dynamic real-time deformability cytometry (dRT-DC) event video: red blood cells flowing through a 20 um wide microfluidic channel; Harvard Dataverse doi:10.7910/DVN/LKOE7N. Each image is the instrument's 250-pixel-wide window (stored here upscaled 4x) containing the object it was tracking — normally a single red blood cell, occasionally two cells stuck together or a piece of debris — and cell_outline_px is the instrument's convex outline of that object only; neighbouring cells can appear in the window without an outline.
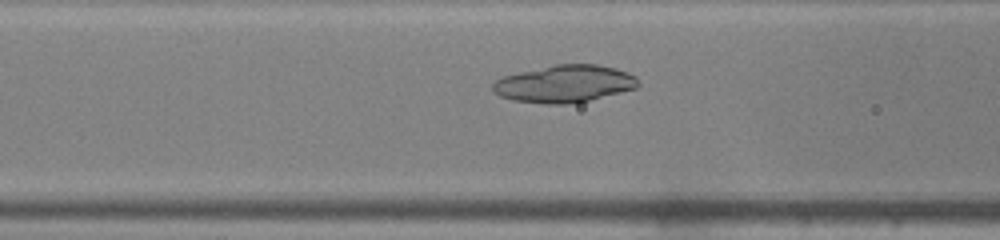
{"species": "common noctule bat (a hibernating species)", "species_latin": "Nyctalus noctula", "temperature_condition": "warm", "stored_images_in_passage": 39, "camera_frame_rate_fps": 3000, "um_per_image_px": 0.085, "animal": {"sex": "male", "body_mass_g": 19.0, "forearm_length_mm": 50.8}, "frame": {"image": 1, "passage_image": 11, "time_ms": 3.333, "image_size_px": [1000, 240], "cell_outline_px": [[640, 84], [636, 88], [588, 100], [568, 104], [544, 104], [512, 100], [500, 96], [492, 92], [492, 84], [500, 76], [556, 64], [596, 64], [616, 68], [628, 72], [636, 76]], "centroid_in_image_um": [47.95, 7.12], "position_along_channel_um": 118.6, "area_um2": 31.73}}
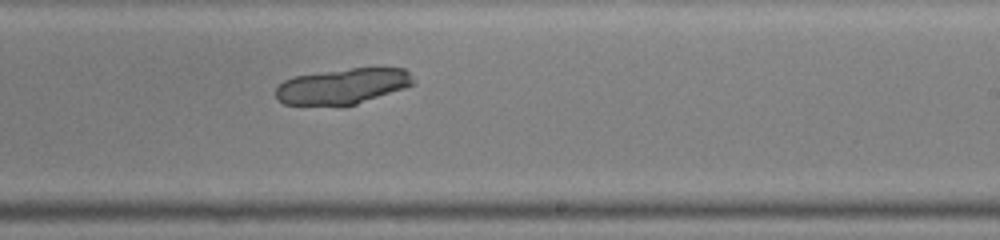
{"frame": {"image": 2, "passage_image": 21, "time_ms": 6.667, "image_size_px": [1000, 240], "cell_outline_px": [[416, 84], [344, 108], [340, 108], [284, 104], [276, 96], [276, 88], [284, 80], [292, 76], [376, 64], [404, 68], [416, 80]], "centroid_in_image_um": [29.19, 7.31], "position_along_channel_um": 259.8, "area_um2": 30.11}}
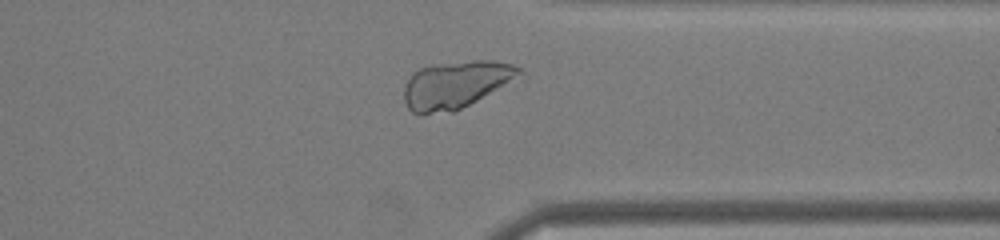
{"frame": {"image": 3, "passage_image": 29, "time_ms": 9.333, "image_size_px": [1000, 240], "cell_outline_px": [[524, 72], [476, 100], [452, 112], [420, 116], [412, 112], [408, 108], [404, 100], [404, 84], [420, 68], [432, 64], [472, 60], [496, 60], [512, 64], [520, 68]], "centroid_in_image_um": [38.67, 7.2], "position_along_channel_um": 372.7, "area_um2": 31.5}}